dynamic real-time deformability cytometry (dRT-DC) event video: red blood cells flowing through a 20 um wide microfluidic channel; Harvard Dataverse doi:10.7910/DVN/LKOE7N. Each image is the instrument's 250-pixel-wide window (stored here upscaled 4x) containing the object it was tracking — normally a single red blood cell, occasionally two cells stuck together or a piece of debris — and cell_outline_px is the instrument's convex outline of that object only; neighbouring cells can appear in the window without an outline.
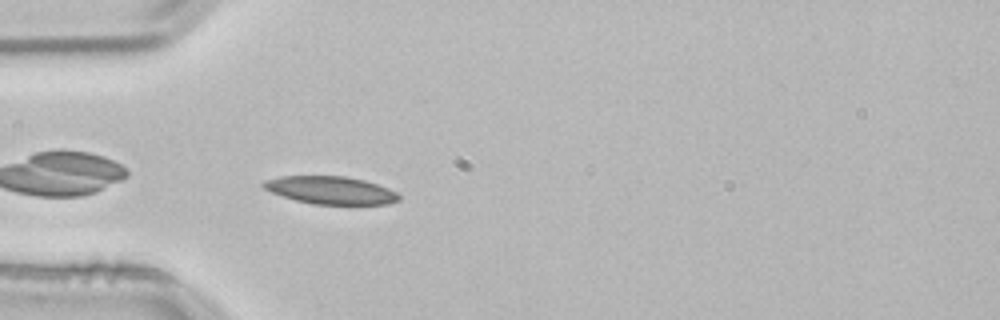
{"species": "common noctule bat (a hibernating species)", "species_latin": "Nyctalus noctula", "temperature_condition": "room temperature", "stored_images_in_passage": 39, "camera_frame_rate_fps": 3000, "um_per_image_px": 0.085, "animal": {"sex": "male", "body_mass_g": 21.5, "forearm_length_mm": 52.0}, "frame": {"image": 1, "passage_image": 2, "time_ms": 0.333, "image_size_px": [1000, 320], "cell_outline_px": [[400, 200], [388, 204], [352, 208], [312, 204], [296, 200], [272, 192], [264, 188], [260, 184], [264, 180], [280, 176], [344, 176], [364, 180], [388, 188], [396, 192], [400, 196]], "centroid_in_image_um": [28.18, 16.22], "position_along_channel_um": 56.8, "area_um2": 22.89}}
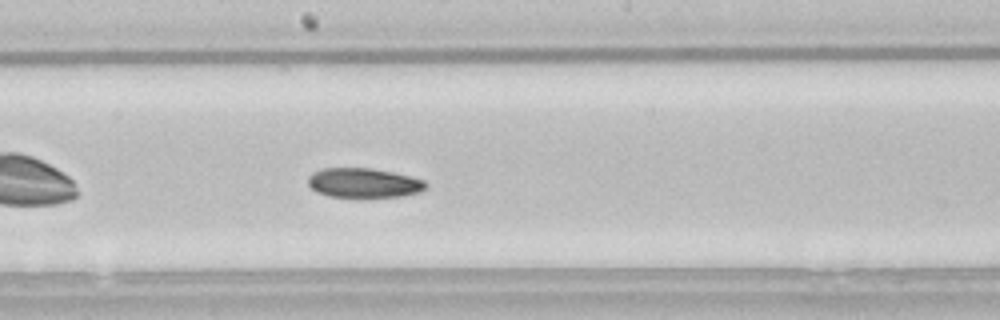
{"frame": {"image": 2, "passage_image": 15, "time_ms": 4.667, "image_size_px": [1000, 320], "cell_outline_px": [[428, 188], [420, 192], [400, 196], [328, 196], [316, 192], [308, 184], [308, 176], [312, 172], [320, 168], [372, 168], [412, 176], [424, 180], [428, 184]], "centroid_in_image_um": [30.93, 15.52], "position_along_channel_um": 217.3, "area_um2": 20.29}}
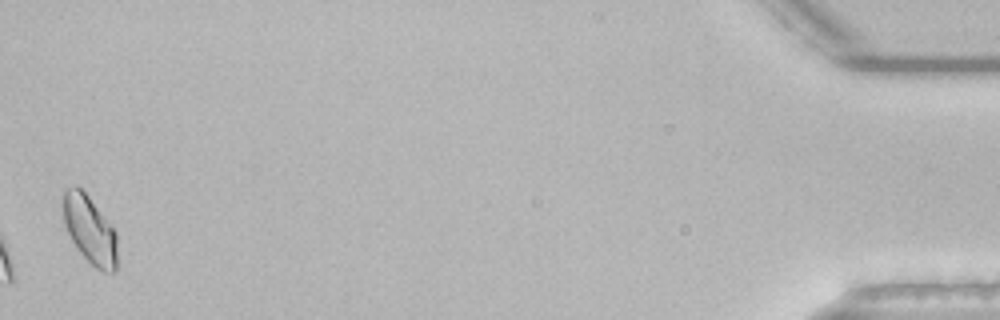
{"frame": {"image": 3, "passage_image": 39, "time_ms": 12.667, "image_size_px": [1000, 320], "cell_outline_px": [[116, 272], [104, 272], [96, 268], [80, 252], [72, 240], [64, 224], [64, 192], [68, 188], [76, 184], [88, 196], [112, 224], [116, 232]], "centroid_in_image_um": [7.66, 19.53], "position_along_channel_um": 427.5, "area_um2": 21.15}}